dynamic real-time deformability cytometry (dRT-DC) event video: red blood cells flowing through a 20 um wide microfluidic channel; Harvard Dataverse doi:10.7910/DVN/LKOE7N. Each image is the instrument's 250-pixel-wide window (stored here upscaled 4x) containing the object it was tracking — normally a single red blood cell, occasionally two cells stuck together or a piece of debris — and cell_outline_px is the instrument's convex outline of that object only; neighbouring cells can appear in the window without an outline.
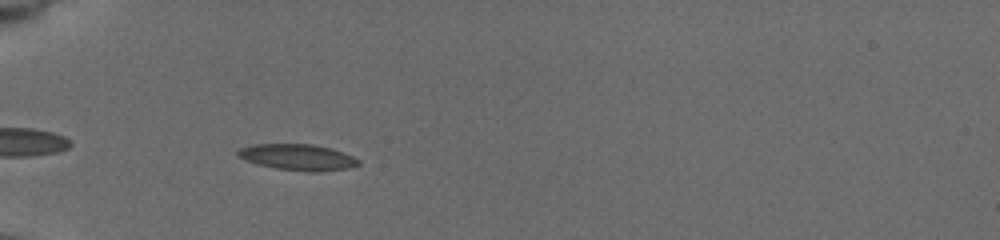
{"species": "common noctule bat (a hibernating species)", "species_latin": "Nyctalus noctula", "temperature_condition": "cold", "stored_images_in_passage": 41, "camera_frame_rate_fps": 3000, "um_per_image_px": 0.085, "animal": {"sex": "female", "body_mass_g": 19.5, "forearm_length_mm": 54.1}, "frame": {"image": 1, "passage_image": 4, "time_ms": 1.0, "image_size_px": [1000, 240], "cell_outline_px": [[360, 164], [348, 168], [320, 172], [308, 172], [276, 168], [256, 164], [236, 156], [236, 152], [240, 148], [252, 144], [312, 144], [344, 152], [360, 160]], "centroid_in_image_um": [25.29, 13.36], "position_along_channel_um": 59.7, "area_um2": 18.44}}
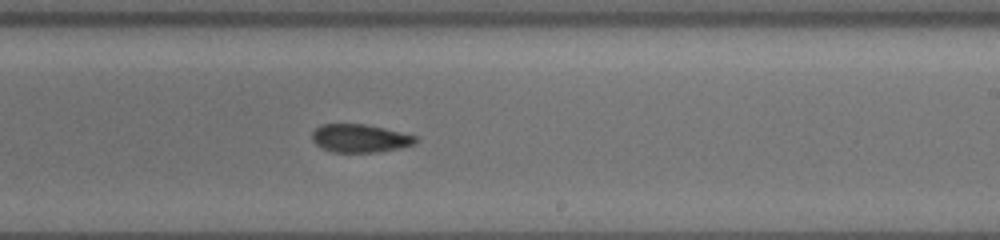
{"frame": {"image": 2, "passage_image": 21, "time_ms": 6.667, "image_size_px": [1000, 240], "cell_outline_px": [[420, 140], [416, 144], [400, 148], [376, 152], [332, 152], [320, 148], [312, 140], [312, 132], [320, 124], [364, 124], [384, 128], [420, 136]], "centroid_in_image_um": [30.64, 11.76], "position_along_channel_um": 258.4, "area_um2": 17.28}}
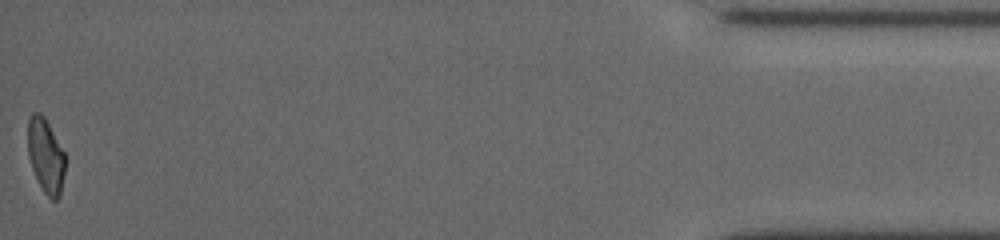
{"frame": {"image": 3, "passage_image": 41, "time_ms": 13.333, "image_size_px": [1000, 240], "cell_outline_px": [[64, 172], [60, 196], [56, 200], [52, 200], [44, 192], [32, 168], [28, 156], [28, 116], [32, 112], [40, 112], [44, 116], [64, 152]], "centroid_in_image_um": [3.87, 13.21], "position_along_channel_um": 431.3, "area_um2": 16.01}, "authors_computed_cell_mechanics": {"area_um2": 17.34, "velocity_mm_per_s": 3.7553, "shape_relaxation_time_tau1_ms": 6.9736, "shape_relaxation_time_tau2_ms": 6.6296, "deformation_change_tau1": 0.1726, "deformation_change_tau2": 0.1079}}